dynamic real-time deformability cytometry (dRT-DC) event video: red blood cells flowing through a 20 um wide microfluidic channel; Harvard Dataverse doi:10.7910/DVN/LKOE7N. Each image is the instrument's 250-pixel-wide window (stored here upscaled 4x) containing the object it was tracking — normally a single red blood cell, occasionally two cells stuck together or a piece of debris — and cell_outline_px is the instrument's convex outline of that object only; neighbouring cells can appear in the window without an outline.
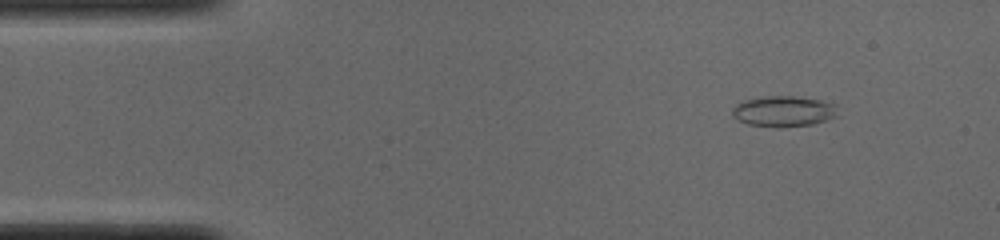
{"species": "common noctule bat (a hibernating species)", "species_latin": "Nyctalus noctula", "temperature_condition": "cold", "stored_images_in_passage": 47, "camera_frame_rate_fps": 3000, "um_per_image_px": 0.085, "animal": {"sex": "male", "body_mass_g": 19.0, "forearm_length_mm": 50.8}, "frame": {"image": 1, "passage_image": 1, "time_ms": 0.0, "image_size_px": [1000, 240], "cell_outline_px": [[836, 116], [812, 124], [748, 124], [732, 116], [732, 108], [736, 104], [744, 100], [768, 96], [792, 96], [820, 100], [836, 104]], "centroid_in_image_um": [66.59, 9.4], "position_along_channel_um": 18.4, "area_um2": 17.8}}
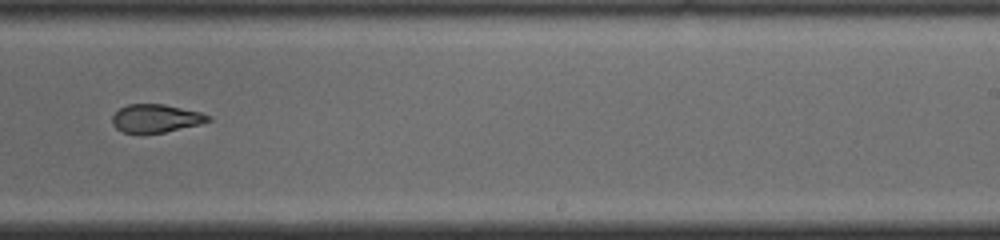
{"frame": {"image": 2, "passage_image": 27, "time_ms": 8.667, "image_size_px": [1000, 240], "cell_outline_px": [[212, 120], [200, 124], [164, 132], [124, 132], [116, 128], [112, 124], [112, 116], [120, 108], [128, 104], [164, 104], [200, 112], [212, 116]], "centroid_in_image_um": [13.27, 10.04], "position_along_channel_um": 275.7, "area_um2": 15.55}}
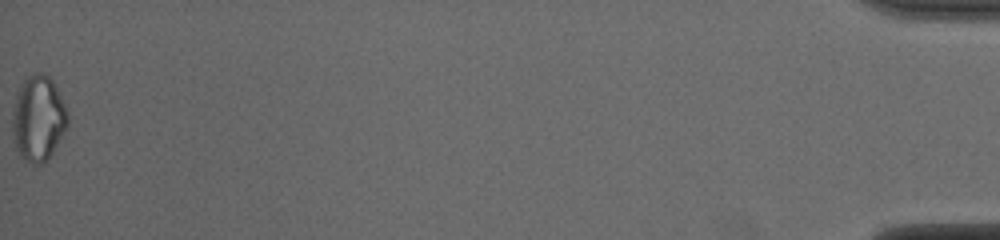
{"frame": {"image": 3, "passage_image": 47, "time_ms": 15.333, "image_size_px": [1000, 240], "cell_outline_px": [[68, 124], [64, 132], [52, 152], [40, 164], [32, 164], [20, 156], [16, 148], [12, 136], [12, 112], [16, 92], [20, 84], [32, 72], [44, 72], [52, 80], [68, 112]], "centroid_in_image_um": [3.22, 10.02], "position_along_channel_um": 432.0, "area_um2": 27.57}, "authors_computed_cell_mechanics": {"area_um2": 17.9758, "velocity_mm_per_s": 3.8963, "shape_relaxation_time_tau1_ms": null, "shape_relaxation_time_tau2_ms": 2.3378, "deformation_change_tau1": null, "deformation_change_tau2": 0.0857}}